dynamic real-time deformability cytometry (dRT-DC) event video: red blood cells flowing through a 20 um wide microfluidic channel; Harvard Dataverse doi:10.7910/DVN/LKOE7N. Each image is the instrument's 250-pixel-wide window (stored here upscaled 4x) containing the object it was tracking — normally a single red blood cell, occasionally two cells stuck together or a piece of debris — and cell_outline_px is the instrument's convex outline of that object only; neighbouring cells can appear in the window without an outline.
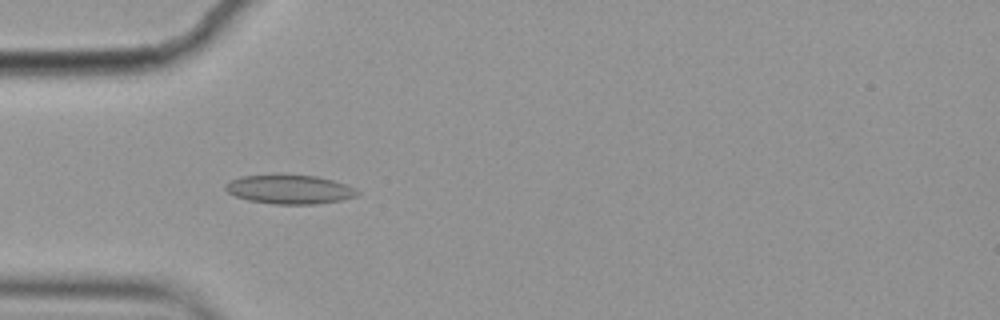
{"species": "common noctule bat (a hibernating species)", "species_latin": "Nyctalus noctula", "temperature_condition": "cold", "stored_images_in_passage": 5, "camera_frame_rate_fps": 3000, "um_per_image_px": 0.085, "animal": {"sex": "female", "body_mass_g": 19.9}, "frame": {"image": 1, "passage_image": 3, "time_ms": 0.667, "image_size_px": [1000, 320], "cell_outline_px": [[360, 192], [356, 196], [340, 200], [316, 204], [272, 204], [248, 200], [236, 196], [228, 192], [224, 188], [224, 184], [240, 176], [276, 172], [316, 176], [332, 180], [344, 184]], "centroid_in_image_um": [24.54, 16.06], "position_along_channel_um": 60.5, "area_um2": 22.83}}
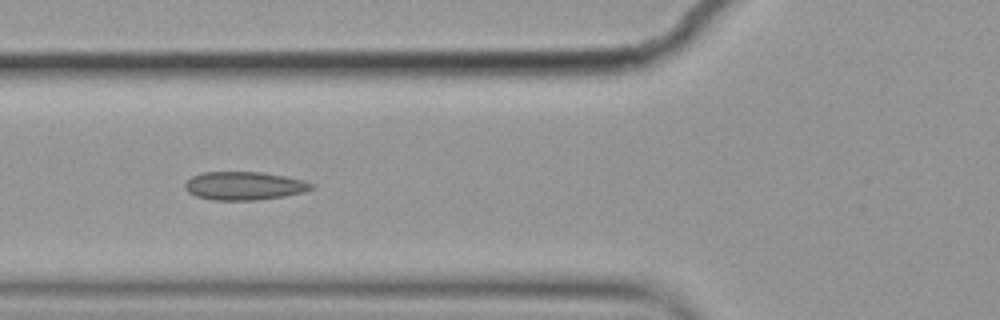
{"frame": {"image": 2, "passage_image": 4, "time_ms": 1.0, "image_size_px": [1000, 320], "cell_outline_px": [[316, 188], [304, 192], [284, 196], [252, 200], [212, 200], [196, 196], [188, 192], [184, 188], [184, 184], [192, 176], [200, 172], [260, 172], [284, 176], [304, 180], [316, 184]], "centroid_in_image_um": [20.77, 15.79], "position_along_channel_um": 105.0, "area_um2": 20.98}}
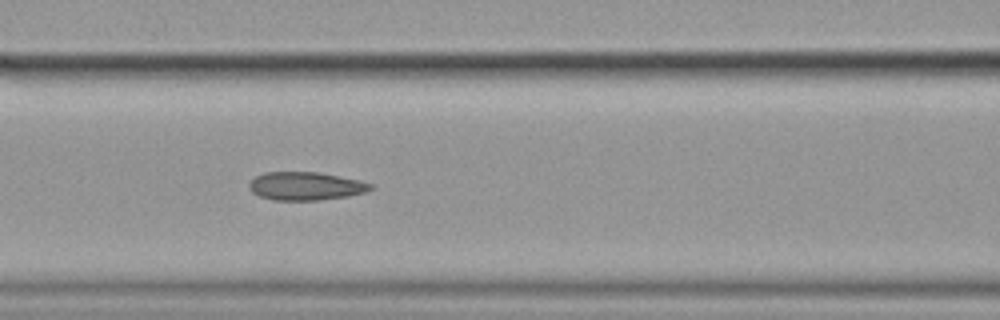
{"frame": {"image": 3, "passage_image": 5, "time_ms": 1.333, "image_size_px": [1000, 320], "cell_outline_px": [[376, 188], [364, 192], [348, 196], [316, 200], [272, 200], [260, 196], [252, 192], [248, 184], [256, 176], [264, 172], [320, 172], [360, 180], [372, 184]], "centroid_in_image_um": [26.0, 15.81], "position_along_channel_um": 140.6, "area_um2": 20.0}}